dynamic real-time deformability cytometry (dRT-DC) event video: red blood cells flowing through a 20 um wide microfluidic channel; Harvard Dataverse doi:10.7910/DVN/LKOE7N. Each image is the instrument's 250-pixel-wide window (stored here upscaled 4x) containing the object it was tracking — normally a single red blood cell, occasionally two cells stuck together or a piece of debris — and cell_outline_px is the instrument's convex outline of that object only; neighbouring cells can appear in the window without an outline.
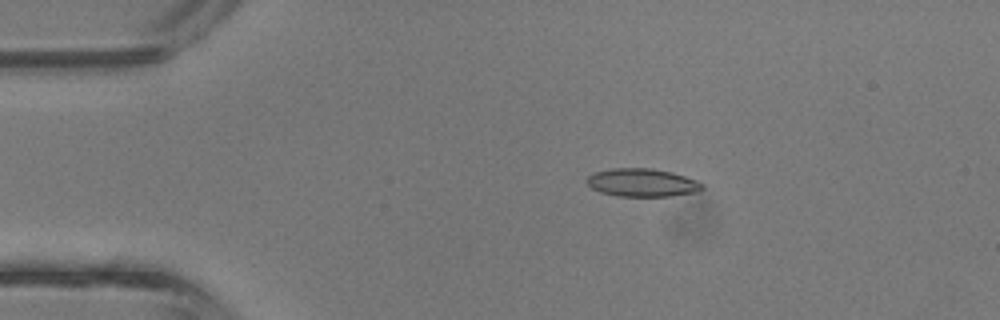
{"species": "common noctule bat (a hibernating species)", "species_latin": "Nyctalus noctula", "temperature_condition": "room temperature", "stored_images_in_passage": 4, "camera_frame_rate_fps": 3000, "um_per_image_px": 0.085, "animal": {"sex": "male", "body_mass_g": 13.3}, "frame": {"image": 1, "passage_image": 3, "time_ms": 0.667, "image_size_px": [1000, 320], "cell_outline_px": [[704, 188], [696, 192], [668, 196], [616, 196], [600, 192], [592, 188], [584, 180], [588, 176], [596, 172], [612, 168], [652, 168], [672, 172], [696, 180], [704, 184]], "centroid_in_image_um": [54.57, 15.52], "position_along_channel_um": 30.4, "area_um2": 18.9}}